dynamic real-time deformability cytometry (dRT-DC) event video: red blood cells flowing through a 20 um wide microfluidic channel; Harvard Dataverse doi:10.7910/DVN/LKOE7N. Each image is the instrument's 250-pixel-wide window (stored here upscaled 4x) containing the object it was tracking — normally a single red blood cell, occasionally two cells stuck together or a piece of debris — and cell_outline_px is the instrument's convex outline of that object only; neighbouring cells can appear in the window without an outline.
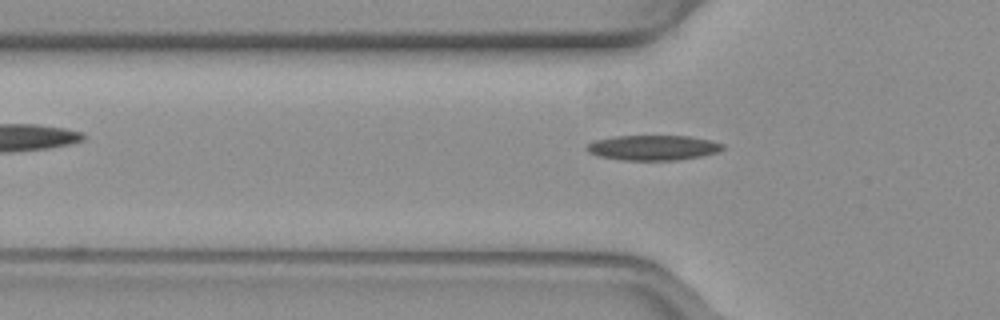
{"species": "common noctule bat (a hibernating species)", "species_latin": "Nyctalus noctula", "temperature_condition": "warm", "stored_images_in_passage": 50, "camera_frame_rate_fps": 3000, "um_per_image_px": 0.085, "animal": {"sex": "female", "body_mass_g": 19.3, "forearm_length_mm": 54.1}, "frame": {"image": 1, "passage_image": 16, "time_ms": 5.0, "image_size_px": [1000, 320], "cell_outline_px": [[724, 148], [716, 152], [700, 156], [676, 160], [620, 160], [600, 156], [588, 152], [584, 148], [588, 144], [596, 140], [616, 136], [688, 136], [708, 140], [724, 144]], "centroid_in_image_um": [55.48, 12.55], "position_along_channel_um": 70.3, "area_um2": 19.65}}
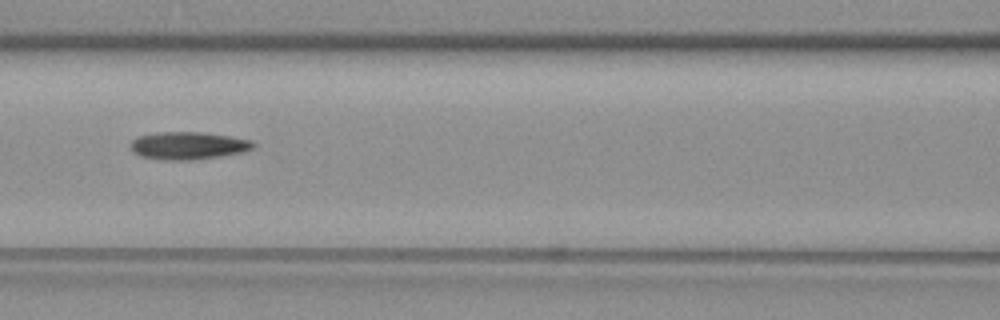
{"frame": {"image": 2, "passage_image": 22, "time_ms": 7.0, "image_size_px": [1000, 320], "cell_outline_px": [[256, 144], [252, 148], [244, 152], [220, 156], [192, 160], [160, 160], [140, 156], [132, 148], [132, 140], [140, 136], [156, 132], [204, 132], [252, 140]], "centroid_in_image_um": [16.03, 12.38], "position_along_channel_um": 150.6, "area_um2": 19.65}}
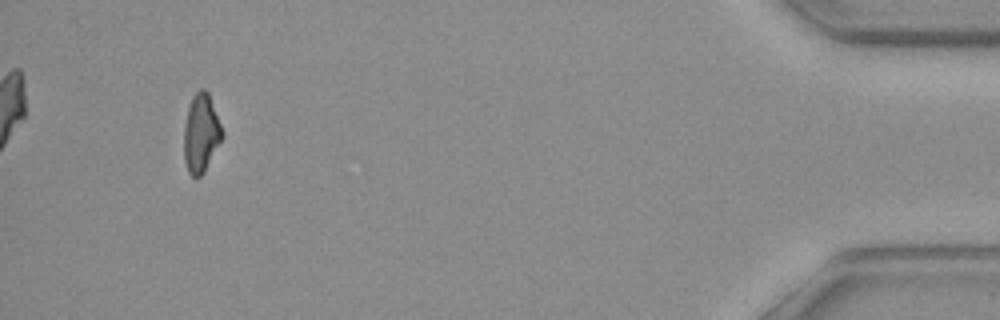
{"frame": {"image": 3, "passage_image": 48, "time_ms": 15.667, "image_size_px": [1000, 320], "cell_outline_px": [[224, 132], [204, 172], [196, 180], [188, 172], [184, 160], [184, 124], [188, 108], [192, 96], [200, 88], [204, 88], [208, 92]], "centroid_in_image_um": [17.07, 11.32], "position_along_channel_um": 418.1, "area_um2": 17.4}, "authors_computed_cell_mechanics": {"area_um2": 18.7561, "velocity_mm_per_s": 3.9763, "shape_relaxation_time_tau1_ms": 6.22, "shape_relaxation_time_tau2_ms": 4.7486, "deformation_change_tau1": 0.1903, "deformation_change_tau2": 0.1239}}